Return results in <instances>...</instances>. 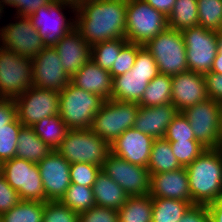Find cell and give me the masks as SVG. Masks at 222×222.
Instances as JSON below:
<instances>
[{"label": "cell", "instance_id": "obj_5", "mask_svg": "<svg viewBox=\"0 0 222 222\" xmlns=\"http://www.w3.org/2000/svg\"><path fill=\"white\" fill-rule=\"evenodd\" d=\"M146 48L156 61L160 74L176 75L189 71L186 46L181 31L167 27L148 41Z\"/></svg>", "mask_w": 222, "mask_h": 222}, {"label": "cell", "instance_id": "obj_11", "mask_svg": "<svg viewBox=\"0 0 222 222\" xmlns=\"http://www.w3.org/2000/svg\"><path fill=\"white\" fill-rule=\"evenodd\" d=\"M67 6L69 9H73L75 14V7L52 0L28 16L33 27L38 31L44 46H55L62 37L75 28V19L72 18L67 21L65 13L62 12Z\"/></svg>", "mask_w": 222, "mask_h": 222}, {"label": "cell", "instance_id": "obj_37", "mask_svg": "<svg viewBox=\"0 0 222 222\" xmlns=\"http://www.w3.org/2000/svg\"><path fill=\"white\" fill-rule=\"evenodd\" d=\"M22 126L16 117L7 127L0 129V165L16 157L17 137Z\"/></svg>", "mask_w": 222, "mask_h": 222}, {"label": "cell", "instance_id": "obj_29", "mask_svg": "<svg viewBox=\"0 0 222 222\" xmlns=\"http://www.w3.org/2000/svg\"><path fill=\"white\" fill-rule=\"evenodd\" d=\"M31 127L35 134L52 150H57L60 147L69 131L59 114L45 117Z\"/></svg>", "mask_w": 222, "mask_h": 222}, {"label": "cell", "instance_id": "obj_31", "mask_svg": "<svg viewBox=\"0 0 222 222\" xmlns=\"http://www.w3.org/2000/svg\"><path fill=\"white\" fill-rule=\"evenodd\" d=\"M169 28L182 31L198 25L197 0H176L167 17Z\"/></svg>", "mask_w": 222, "mask_h": 222}, {"label": "cell", "instance_id": "obj_53", "mask_svg": "<svg viewBox=\"0 0 222 222\" xmlns=\"http://www.w3.org/2000/svg\"><path fill=\"white\" fill-rule=\"evenodd\" d=\"M79 8L86 0H55Z\"/></svg>", "mask_w": 222, "mask_h": 222}, {"label": "cell", "instance_id": "obj_38", "mask_svg": "<svg viewBox=\"0 0 222 222\" xmlns=\"http://www.w3.org/2000/svg\"><path fill=\"white\" fill-rule=\"evenodd\" d=\"M169 142L197 141L188 119L179 112L168 125L164 136Z\"/></svg>", "mask_w": 222, "mask_h": 222}, {"label": "cell", "instance_id": "obj_17", "mask_svg": "<svg viewBox=\"0 0 222 222\" xmlns=\"http://www.w3.org/2000/svg\"><path fill=\"white\" fill-rule=\"evenodd\" d=\"M47 201H60L71 184L70 163L53 150L37 163Z\"/></svg>", "mask_w": 222, "mask_h": 222}, {"label": "cell", "instance_id": "obj_45", "mask_svg": "<svg viewBox=\"0 0 222 222\" xmlns=\"http://www.w3.org/2000/svg\"><path fill=\"white\" fill-rule=\"evenodd\" d=\"M131 70L141 74H159L155 59L144 46L138 50L134 66Z\"/></svg>", "mask_w": 222, "mask_h": 222}, {"label": "cell", "instance_id": "obj_51", "mask_svg": "<svg viewBox=\"0 0 222 222\" xmlns=\"http://www.w3.org/2000/svg\"><path fill=\"white\" fill-rule=\"evenodd\" d=\"M210 222H222V198L208 205Z\"/></svg>", "mask_w": 222, "mask_h": 222}, {"label": "cell", "instance_id": "obj_24", "mask_svg": "<svg viewBox=\"0 0 222 222\" xmlns=\"http://www.w3.org/2000/svg\"><path fill=\"white\" fill-rule=\"evenodd\" d=\"M158 74H141L132 70L123 75L113 77L112 100L121 102H139L143 93Z\"/></svg>", "mask_w": 222, "mask_h": 222}, {"label": "cell", "instance_id": "obj_21", "mask_svg": "<svg viewBox=\"0 0 222 222\" xmlns=\"http://www.w3.org/2000/svg\"><path fill=\"white\" fill-rule=\"evenodd\" d=\"M149 196L191 201L186 168L151 175Z\"/></svg>", "mask_w": 222, "mask_h": 222}, {"label": "cell", "instance_id": "obj_36", "mask_svg": "<svg viewBox=\"0 0 222 222\" xmlns=\"http://www.w3.org/2000/svg\"><path fill=\"white\" fill-rule=\"evenodd\" d=\"M198 25L222 32V0H197Z\"/></svg>", "mask_w": 222, "mask_h": 222}, {"label": "cell", "instance_id": "obj_7", "mask_svg": "<svg viewBox=\"0 0 222 222\" xmlns=\"http://www.w3.org/2000/svg\"><path fill=\"white\" fill-rule=\"evenodd\" d=\"M138 109L137 102L105 100L90 129L111 145L127 129L133 128Z\"/></svg>", "mask_w": 222, "mask_h": 222}, {"label": "cell", "instance_id": "obj_39", "mask_svg": "<svg viewBox=\"0 0 222 222\" xmlns=\"http://www.w3.org/2000/svg\"><path fill=\"white\" fill-rule=\"evenodd\" d=\"M170 145L174 156L182 167H187L207 149L199 141L170 142Z\"/></svg>", "mask_w": 222, "mask_h": 222}, {"label": "cell", "instance_id": "obj_50", "mask_svg": "<svg viewBox=\"0 0 222 222\" xmlns=\"http://www.w3.org/2000/svg\"><path fill=\"white\" fill-rule=\"evenodd\" d=\"M148 3L154 9L161 12L165 17H168L171 13L173 5L176 0H143Z\"/></svg>", "mask_w": 222, "mask_h": 222}, {"label": "cell", "instance_id": "obj_4", "mask_svg": "<svg viewBox=\"0 0 222 222\" xmlns=\"http://www.w3.org/2000/svg\"><path fill=\"white\" fill-rule=\"evenodd\" d=\"M70 164L91 163L102 167L111 153L110 144L89 129H69L56 150Z\"/></svg>", "mask_w": 222, "mask_h": 222}, {"label": "cell", "instance_id": "obj_8", "mask_svg": "<svg viewBox=\"0 0 222 222\" xmlns=\"http://www.w3.org/2000/svg\"><path fill=\"white\" fill-rule=\"evenodd\" d=\"M181 32L185 41L189 71L203 75L209 73L218 52L220 32L200 25Z\"/></svg>", "mask_w": 222, "mask_h": 222}, {"label": "cell", "instance_id": "obj_44", "mask_svg": "<svg viewBox=\"0 0 222 222\" xmlns=\"http://www.w3.org/2000/svg\"><path fill=\"white\" fill-rule=\"evenodd\" d=\"M20 201L19 193L8 184L0 172V215L10 211Z\"/></svg>", "mask_w": 222, "mask_h": 222}, {"label": "cell", "instance_id": "obj_22", "mask_svg": "<svg viewBox=\"0 0 222 222\" xmlns=\"http://www.w3.org/2000/svg\"><path fill=\"white\" fill-rule=\"evenodd\" d=\"M178 113L173 104L139 106L133 128L154 139L164 138L168 125Z\"/></svg>", "mask_w": 222, "mask_h": 222}, {"label": "cell", "instance_id": "obj_40", "mask_svg": "<svg viewBox=\"0 0 222 222\" xmlns=\"http://www.w3.org/2000/svg\"><path fill=\"white\" fill-rule=\"evenodd\" d=\"M142 45L127 42L120 50L110 70L111 77H116L130 71L134 66L138 50Z\"/></svg>", "mask_w": 222, "mask_h": 222}, {"label": "cell", "instance_id": "obj_28", "mask_svg": "<svg viewBox=\"0 0 222 222\" xmlns=\"http://www.w3.org/2000/svg\"><path fill=\"white\" fill-rule=\"evenodd\" d=\"M152 198L148 195L128 196L117 210L119 222H152Z\"/></svg>", "mask_w": 222, "mask_h": 222}, {"label": "cell", "instance_id": "obj_30", "mask_svg": "<svg viewBox=\"0 0 222 222\" xmlns=\"http://www.w3.org/2000/svg\"><path fill=\"white\" fill-rule=\"evenodd\" d=\"M172 76L158 74L146 87L139 106L154 107L163 104H172Z\"/></svg>", "mask_w": 222, "mask_h": 222}, {"label": "cell", "instance_id": "obj_15", "mask_svg": "<svg viewBox=\"0 0 222 222\" xmlns=\"http://www.w3.org/2000/svg\"><path fill=\"white\" fill-rule=\"evenodd\" d=\"M15 18L17 19L15 23L0 28V46L20 56L33 59L45 47L43 41L28 17Z\"/></svg>", "mask_w": 222, "mask_h": 222}, {"label": "cell", "instance_id": "obj_12", "mask_svg": "<svg viewBox=\"0 0 222 222\" xmlns=\"http://www.w3.org/2000/svg\"><path fill=\"white\" fill-rule=\"evenodd\" d=\"M17 119L23 126H33L45 117L59 114V92L53 89L28 88L14 99Z\"/></svg>", "mask_w": 222, "mask_h": 222}, {"label": "cell", "instance_id": "obj_52", "mask_svg": "<svg viewBox=\"0 0 222 222\" xmlns=\"http://www.w3.org/2000/svg\"><path fill=\"white\" fill-rule=\"evenodd\" d=\"M210 72L222 74V59H214Z\"/></svg>", "mask_w": 222, "mask_h": 222}, {"label": "cell", "instance_id": "obj_2", "mask_svg": "<svg viewBox=\"0 0 222 222\" xmlns=\"http://www.w3.org/2000/svg\"><path fill=\"white\" fill-rule=\"evenodd\" d=\"M185 168L193 204L208 206L222 198L221 148H207Z\"/></svg>", "mask_w": 222, "mask_h": 222}, {"label": "cell", "instance_id": "obj_1", "mask_svg": "<svg viewBox=\"0 0 222 222\" xmlns=\"http://www.w3.org/2000/svg\"><path fill=\"white\" fill-rule=\"evenodd\" d=\"M75 13V28L91 47L126 37V0H86Z\"/></svg>", "mask_w": 222, "mask_h": 222}, {"label": "cell", "instance_id": "obj_27", "mask_svg": "<svg viewBox=\"0 0 222 222\" xmlns=\"http://www.w3.org/2000/svg\"><path fill=\"white\" fill-rule=\"evenodd\" d=\"M150 175L175 171L182 166L174 156L170 142L165 138L154 139L147 166Z\"/></svg>", "mask_w": 222, "mask_h": 222}, {"label": "cell", "instance_id": "obj_48", "mask_svg": "<svg viewBox=\"0 0 222 222\" xmlns=\"http://www.w3.org/2000/svg\"><path fill=\"white\" fill-rule=\"evenodd\" d=\"M179 222H210L207 205H191Z\"/></svg>", "mask_w": 222, "mask_h": 222}, {"label": "cell", "instance_id": "obj_33", "mask_svg": "<svg viewBox=\"0 0 222 222\" xmlns=\"http://www.w3.org/2000/svg\"><path fill=\"white\" fill-rule=\"evenodd\" d=\"M44 202L21 200L0 215V222H43Z\"/></svg>", "mask_w": 222, "mask_h": 222}, {"label": "cell", "instance_id": "obj_56", "mask_svg": "<svg viewBox=\"0 0 222 222\" xmlns=\"http://www.w3.org/2000/svg\"><path fill=\"white\" fill-rule=\"evenodd\" d=\"M4 5L6 6V2L3 0H0V19L2 17L3 12H4V8H5Z\"/></svg>", "mask_w": 222, "mask_h": 222}, {"label": "cell", "instance_id": "obj_43", "mask_svg": "<svg viewBox=\"0 0 222 222\" xmlns=\"http://www.w3.org/2000/svg\"><path fill=\"white\" fill-rule=\"evenodd\" d=\"M79 222H119L117 210L94 206L88 211L79 213Z\"/></svg>", "mask_w": 222, "mask_h": 222}, {"label": "cell", "instance_id": "obj_34", "mask_svg": "<svg viewBox=\"0 0 222 222\" xmlns=\"http://www.w3.org/2000/svg\"><path fill=\"white\" fill-rule=\"evenodd\" d=\"M128 41L125 38L107 40L91 47V60L102 69L110 72L121 48Z\"/></svg>", "mask_w": 222, "mask_h": 222}, {"label": "cell", "instance_id": "obj_13", "mask_svg": "<svg viewBox=\"0 0 222 222\" xmlns=\"http://www.w3.org/2000/svg\"><path fill=\"white\" fill-rule=\"evenodd\" d=\"M220 106V103L208 98L182 111L195 139L205 148H220Z\"/></svg>", "mask_w": 222, "mask_h": 222}, {"label": "cell", "instance_id": "obj_35", "mask_svg": "<svg viewBox=\"0 0 222 222\" xmlns=\"http://www.w3.org/2000/svg\"><path fill=\"white\" fill-rule=\"evenodd\" d=\"M60 202L78 214L96 206L92 187L78 184H70Z\"/></svg>", "mask_w": 222, "mask_h": 222}, {"label": "cell", "instance_id": "obj_42", "mask_svg": "<svg viewBox=\"0 0 222 222\" xmlns=\"http://www.w3.org/2000/svg\"><path fill=\"white\" fill-rule=\"evenodd\" d=\"M101 167L91 163L70 164L71 184L92 187Z\"/></svg>", "mask_w": 222, "mask_h": 222}, {"label": "cell", "instance_id": "obj_46", "mask_svg": "<svg viewBox=\"0 0 222 222\" xmlns=\"http://www.w3.org/2000/svg\"><path fill=\"white\" fill-rule=\"evenodd\" d=\"M52 0H6L7 6L16 8L17 16L28 17L40 7L49 4Z\"/></svg>", "mask_w": 222, "mask_h": 222}, {"label": "cell", "instance_id": "obj_20", "mask_svg": "<svg viewBox=\"0 0 222 222\" xmlns=\"http://www.w3.org/2000/svg\"><path fill=\"white\" fill-rule=\"evenodd\" d=\"M54 48L70 78L91 58V46L76 28L62 37Z\"/></svg>", "mask_w": 222, "mask_h": 222}, {"label": "cell", "instance_id": "obj_18", "mask_svg": "<svg viewBox=\"0 0 222 222\" xmlns=\"http://www.w3.org/2000/svg\"><path fill=\"white\" fill-rule=\"evenodd\" d=\"M208 98L203 74L187 71L172 76L171 101L178 112Z\"/></svg>", "mask_w": 222, "mask_h": 222}, {"label": "cell", "instance_id": "obj_19", "mask_svg": "<svg viewBox=\"0 0 222 222\" xmlns=\"http://www.w3.org/2000/svg\"><path fill=\"white\" fill-rule=\"evenodd\" d=\"M154 138L134 128L127 129L111 143V153L134 165L147 167Z\"/></svg>", "mask_w": 222, "mask_h": 222}, {"label": "cell", "instance_id": "obj_49", "mask_svg": "<svg viewBox=\"0 0 222 222\" xmlns=\"http://www.w3.org/2000/svg\"><path fill=\"white\" fill-rule=\"evenodd\" d=\"M16 117L14 99L0 98V129L7 127V124L11 123Z\"/></svg>", "mask_w": 222, "mask_h": 222}, {"label": "cell", "instance_id": "obj_47", "mask_svg": "<svg viewBox=\"0 0 222 222\" xmlns=\"http://www.w3.org/2000/svg\"><path fill=\"white\" fill-rule=\"evenodd\" d=\"M204 79L208 97L222 104V74L209 72L204 74Z\"/></svg>", "mask_w": 222, "mask_h": 222}, {"label": "cell", "instance_id": "obj_41", "mask_svg": "<svg viewBox=\"0 0 222 222\" xmlns=\"http://www.w3.org/2000/svg\"><path fill=\"white\" fill-rule=\"evenodd\" d=\"M43 222H79V214L60 201L44 202Z\"/></svg>", "mask_w": 222, "mask_h": 222}, {"label": "cell", "instance_id": "obj_26", "mask_svg": "<svg viewBox=\"0 0 222 222\" xmlns=\"http://www.w3.org/2000/svg\"><path fill=\"white\" fill-rule=\"evenodd\" d=\"M16 157L38 163L53 150L44 143L30 126H22L17 137Z\"/></svg>", "mask_w": 222, "mask_h": 222}, {"label": "cell", "instance_id": "obj_25", "mask_svg": "<svg viewBox=\"0 0 222 222\" xmlns=\"http://www.w3.org/2000/svg\"><path fill=\"white\" fill-rule=\"evenodd\" d=\"M92 191L96 206L114 210L121 208L129 196L121 186L102 170L97 175Z\"/></svg>", "mask_w": 222, "mask_h": 222}, {"label": "cell", "instance_id": "obj_32", "mask_svg": "<svg viewBox=\"0 0 222 222\" xmlns=\"http://www.w3.org/2000/svg\"><path fill=\"white\" fill-rule=\"evenodd\" d=\"M152 222H179L191 201L169 198H152Z\"/></svg>", "mask_w": 222, "mask_h": 222}, {"label": "cell", "instance_id": "obj_54", "mask_svg": "<svg viewBox=\"0 0 222 222\" xmlns=\"http://www.w3.org/2000/svg\"><path fill=\"white\" fill-rule=\"evenodd\" d=\"M215 59H222V32H220V40L218 44V52Z\"/></svg>", "mask_w": 222, "mask_h": 222}, {"label": "cell", "instance_id": "obj_16", "mask_svg": "<svg viewBox=\"0 0 222 222\" xmlns=\"http://www.w3.org/2000/svg\"><path fill=\"white\" fill-rule=\"evenodd\" d=\"M61 63L54 46H45L33 58V86L41 89H53L58 92L63 90L71 82V78L64 71Z\"/></svg>", "mask_w": 222, "mask_h": 222}, {"label": "cell", "instance_id": "obj_9", "mask_svg": "<svg viewBox=\"0 0 222 222\" xmlns=\"http://www.w3.org/2000/svg\"><path fill=\"white\" fill-rule=\"evenodd\" d=\"M0 172L21 200L47 202L37 163L15 157L3 162Z\"/></svg>", "mask_w": 222, "mask_h": 222}, {"label": "cell", "instance_id": "obj_23", "mask_svg": "<svg viewBox=\"0 0 222 222\" xmlns=\"http://www.w3.org/2000/svg\"><path fill=\"white\" fill-rule=\"evenodd\" d=\"M112 81L110 72L102 69L91 59L71 77V82L75 86L97 94L104 100L111 98Z\"/></svg>", "mask_w": 222, "mask_h": 222}, {"label": "cell", "instance_id": "obj_14", "mask_svg": "<svg viewBox=\"0 0 222 222\" xmlns=\"http://www.w3.org/2000/svg\"><path fill=\"white\" fill-rule=\"evenodd\" d=\"M101 170L121 186L129 196L150 193L151 175L147 167L134 165L110 153Z\"/></svg>", "mask_w": 222, "mask_h": 222}, {"label": "cell", "instance_id": "obj_55", "mask_svg": "<svg viewBox=\"0 0 222 222\" xmlns=\"http://www.w3.org/2000/svg\"><path fill=\"white\" fill-rule=\"evenodd\" d=\"M220 148L222 149V104L220 106Z\"/></svg>", "mask_w": 222, "mask_h": 222}, {"label": "cell", "instance_id": "obj_3", "mask_svg": "<svg viewBox=\"0 0 222 222\" xmlns=\"http://www.w3.org/2000/svg\"><path fill=\"white\" fill-rule=\"evenodd\" d=\"M104 101L70 82L59 92V115L69 129H89Z\"/></svg>", "mask_w": 222, "mask_h": 222}, {"label": "cell", "instance_id": "obj_6", "mask_svg": "<svg viewBox=\"0 0 222 222\" xmlns=\"http://www.w3.org/2000/svg\"><path fill=\"white\" fill-rule=\"evenodd\" d=\"M167 17L143 0H126V37L128 42L144 46L163 32Z\"/></svg>", "mask_w": 222, "mask_h": 222}, {"label": "cell", "instance_id": "obj_10", "mask_svg": "<svg viewBox=\"0 0 222 222\" xmlns=\"http://www.w3.org/2000/svg\"><path fill=\"white\" fill-rule=\"evenodd\" d=\"M32 58L0 46V98L15 99L33 86Z\"/></svg>", "mask_w": 222, "mask_h": 222}]
</instances>
